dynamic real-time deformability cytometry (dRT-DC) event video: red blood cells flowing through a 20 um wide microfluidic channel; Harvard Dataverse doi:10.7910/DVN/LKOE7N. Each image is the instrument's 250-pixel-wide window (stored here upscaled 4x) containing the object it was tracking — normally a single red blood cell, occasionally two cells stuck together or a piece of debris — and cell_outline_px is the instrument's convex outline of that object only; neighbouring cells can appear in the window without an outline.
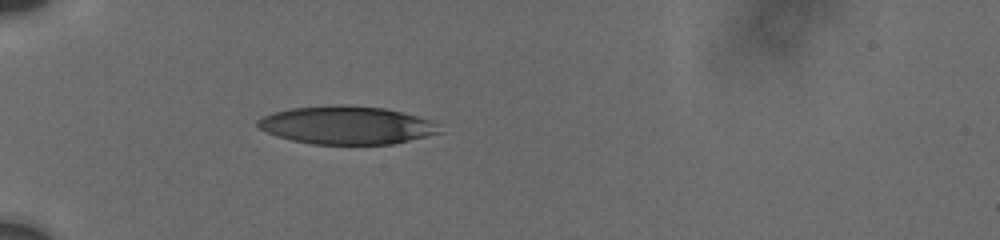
{"species": "human", "species_latin": "Homo sapiens", "temperature_condition": "cold", "stored_images_in_passage": 11, "camera_frame_rate_fps": 3000, "um_per_image_px": 0.085, "donor": {"sex": "male"}, "frame": {"image": 1, "passage_image": 7, "time_ms": 4.333, "image_size_px": [1000, 240], "cell_outline_px": [[444, 132], [428, 136], [392, 144], [312, 144], [292, 140], [276, 136], [260, 128], [256, 124], [256, 120], [272, 112], [292, 108], [340, 104], [384, 108], [432, 120]], "centroid_in_image_um": [29.47, 10.64], "position_along_channel_um": 55.5, "area_um2": 40.29}}
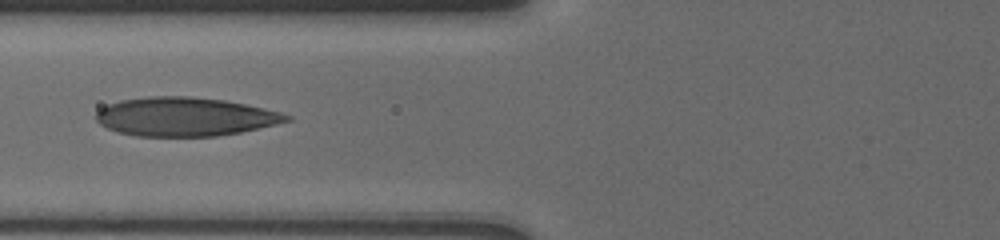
{"frame": {"image": 2, "passage_image": 10, "time_ms": 6.333, "image_size_px": [1000, 240], "cell_outline_px": [[292, 120], [276, 124], [240, 132], [216, 136], [136, 136], [120, 132], [108, 128], [100, 124], [96, 120], [96, 112], [100, 108], [108, 104], [120, 100], [148, 96], [192, 96], [224, 100], [244, 104], [280, 112], [292, 116]], "centroid_in_image_um": [15.7, 9.91], "position_along_channel_um": 110.1, "area_um2": 42.95}}